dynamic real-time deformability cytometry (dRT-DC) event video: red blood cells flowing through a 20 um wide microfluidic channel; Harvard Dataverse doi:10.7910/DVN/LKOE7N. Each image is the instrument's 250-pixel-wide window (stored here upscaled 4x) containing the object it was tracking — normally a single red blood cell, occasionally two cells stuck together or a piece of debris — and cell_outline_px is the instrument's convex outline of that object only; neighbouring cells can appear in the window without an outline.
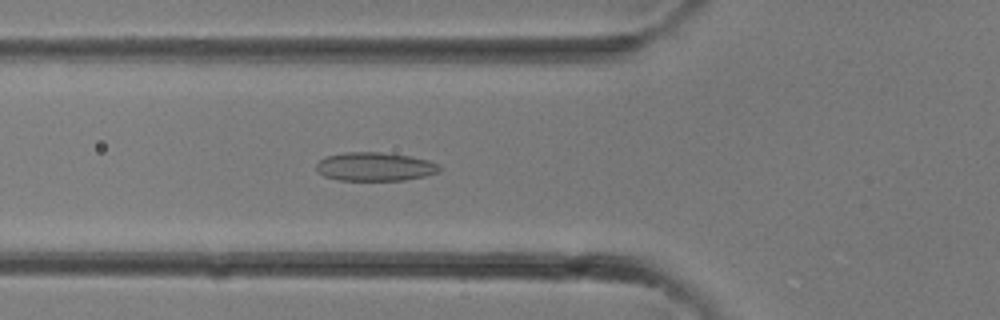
{"species": "common noctule bat (a hibernating species)", "species_latin": "Nyctalus noctula", "temperature_condition": "room temperature", "stored_images_in_passage": 28, "camera_frame_rate_fps": 3000, "um_per_image_px": 0.085, "animal": {"sex": "female"}, "frame": {"image": 1, "passage_image": 7, "time_ms": 2.0, "image_size_px": [1000, 320], "cell_outline_px": [[440, 172], [424, 176], [404, 180], [336, 180], [324, 176], [316, 168], [316, 164], [324, 156], [344, 152], [380, 152], [412, 156], [428, 160], [440, 164]], "centroid_in_image_um": [31.87, 14.16], "position_along_channel_um": 93.9, "area_um2": 20.69}}
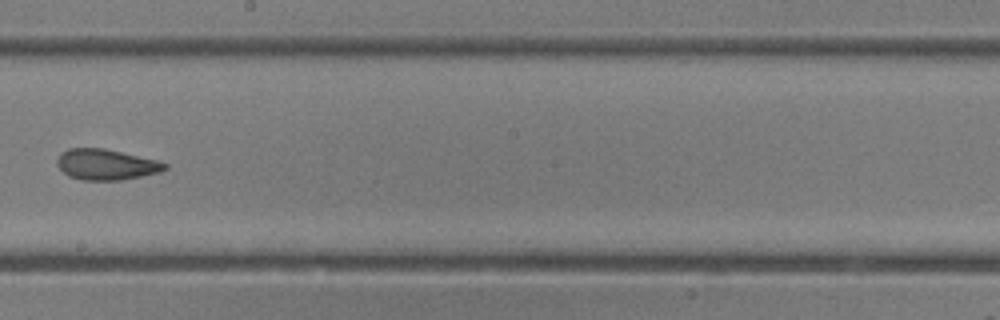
{"frame": {"image": 2, "passage_image": 14, "time_ms": 4.333, "image_size_px": [1000, 320], "cell_outline_px": [[168, 168], [160, 172], [120, 180], [80, 180], [68, 176], [56, 164], [56, 160], [60, 152], [68, 148], [104, 148], [156, 160], [168, 164]], "centroid_in_image_um": [8.98, 13.98], "position_along_channel_um": 239.2, "area_um2": 19.31}}
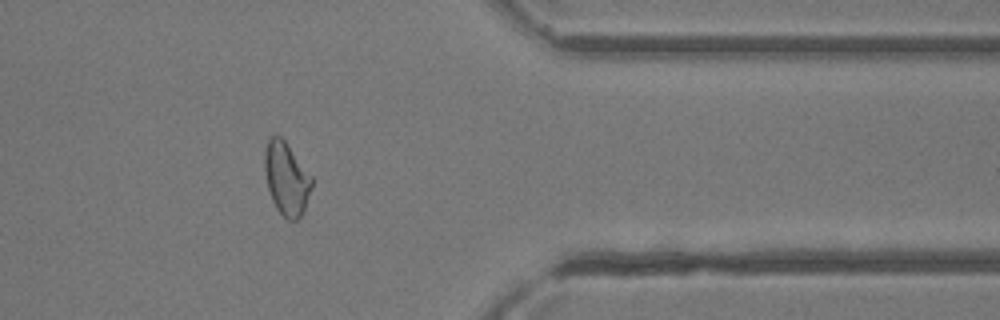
{"frame": {"image": 3, "passage_image": 22, "time_ms": 7.0, "image_size_px": [1000, 320], "cell_outline_px": [[312, 188], [304, 212], [296, 220], [288, 220], [276, 208], [272, 200], [268, 188], [264, 168], [264, 152], [268, 140], [272, 136], [280, 136], [284, 140], [312, 176]], "centroid_in_image_um": [24.35, 15.2], "position_along_channel_um": 387.0, "area_um2": 19.94}}